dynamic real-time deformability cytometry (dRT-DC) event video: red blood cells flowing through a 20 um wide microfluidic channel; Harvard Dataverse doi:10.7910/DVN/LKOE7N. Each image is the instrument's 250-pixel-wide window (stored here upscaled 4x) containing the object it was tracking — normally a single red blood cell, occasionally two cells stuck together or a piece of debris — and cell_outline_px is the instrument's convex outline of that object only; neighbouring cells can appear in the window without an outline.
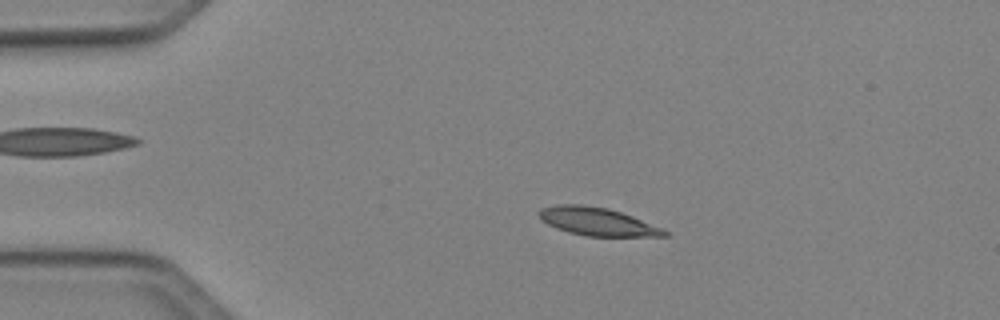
{"species": "Egyptian fruit bat (a non-hibernating species)", "species_latin": "Rousettus aegyptiacus", "temperature_condition": "cold", "stored_images_in_passage": 50, "camera_frame_rate_fps": 3000, "um_per_image_px": 0.085, "animal": {"sex": "female"}, "frame": {"image": 1, "passage_image": 10, "time_ms": 3.0, "image_size_px": [1000, 320], "cell_outline_px": [[668, 236], [584, 236], [568, 232], [556, 228], [540, 220], [536, 212], [540, 208], [556, 204], [584, 204], [608, 208], [632, 216], [664, 228], [668, 232]], "centroid_in_image_um": [50.72, 18.82], "position_along_channel_um": 34.3, "area_um2": 20.75}}
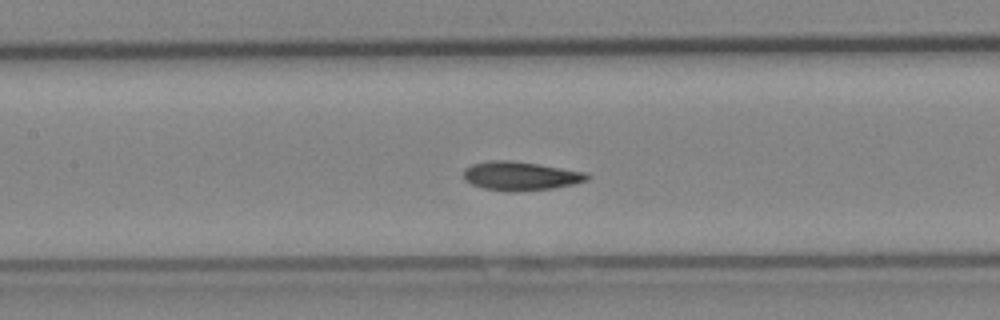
{"frame": {"image": 2, "passage_image": 23, "time_ms": 7.333, "image_size_px": [1000, 320], "cell_outline_px": [[592, 176], [588, 180], [572, 184], [552, 188], [516, 192], [512, 192], [484, 188], [472, 184], [464, 180], [464, 168], [472, 164], [488, 160], [508, 160], [536, 164], [584, 172]], "centroid_in_image_um": [44.21, 14.96], "position_along_channel_um": 163.2, "area_um2": 20.58}}
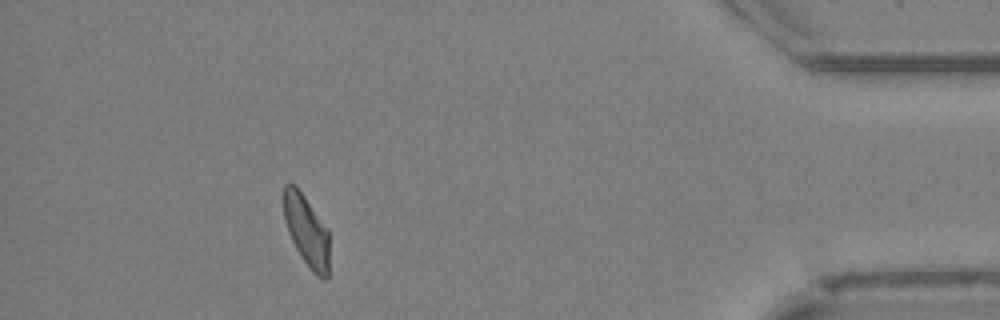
{"frame": {"image": 3, "passage_image": 45, "time_ms": 14.667, "image_size_px": [1000, 320], "cell_outline_px": [[328, 276], [324, 280], [312, 272], [300, 256], [288, 232], [284, 220], [284, 184], [296, 184], [328, 228]], "centroid_in_image_um": [26.05, 19.6], "position_along_channel_um": 409.1, "area_um2": 18.96}, "authors_computed_cell_mechanics": {"area_um2": 20.1722, "velocity_mm_per_s": 4.0655, "shape_relaxation_time_tau1_ms": 5.2017, "shape_relaxation_time_tau2_ms": 3.7815, "deformation_change_tau1": 0.1322, "deformation_change_tau2": 0.0817}}